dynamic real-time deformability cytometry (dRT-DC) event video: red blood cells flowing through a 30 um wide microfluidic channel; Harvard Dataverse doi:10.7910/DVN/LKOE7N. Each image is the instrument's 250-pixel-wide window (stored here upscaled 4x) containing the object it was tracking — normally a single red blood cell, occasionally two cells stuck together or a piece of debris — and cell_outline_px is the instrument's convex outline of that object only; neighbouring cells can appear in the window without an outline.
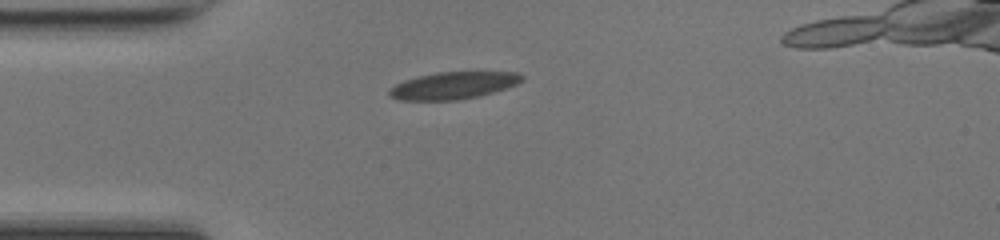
{"species": "common noctule bat (a hibernating species)", "species_latin": "Nyctalus noctula", "temperature_condition": "room temperature", "stored_images_in_passage": 35, "camera_frame_rate_fps": 3000, "um_per_image_px": 0.085, "animal": {"sex": "female", "body_mass_g": 17.0, "forearm_length_mm": 48.0}, "frame": {"image": 1, "passage_image": 2, "time_ms": 0.333, "image_size_px": [1000, 240], "cell_outline_px": [[524, 80], [516, 84], [480, 96], [460, 100], [400, 100], [388, 96], [388, 92], [396, 84], [404, 80], [436, 72], [516, 72], [524, 76]], "centroid_in_image_um": [38.53, 7.27], "position_along_channel_um": 46.5, "area_um2": 20.87}}
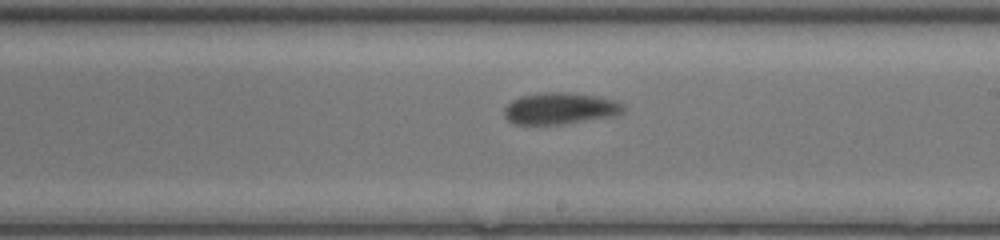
{"frame": {"image": 2, "passage_image": 17, "time_ms": 5.333, "image_size_px": [1000, 240], "cell_outline_px": [[624, 112], [612, 116], [560, 124], [516, 124], [508, 120], [504, 116], [504, 108], [512, 100], [520, 96], [544, 92], [564, 92], [596, 96], [612, 100], [624, 104]], "centroid_in_image_um": [47.57, 9.21], "position_along_channel_um": 241.4, "area_um2": 21.68}}
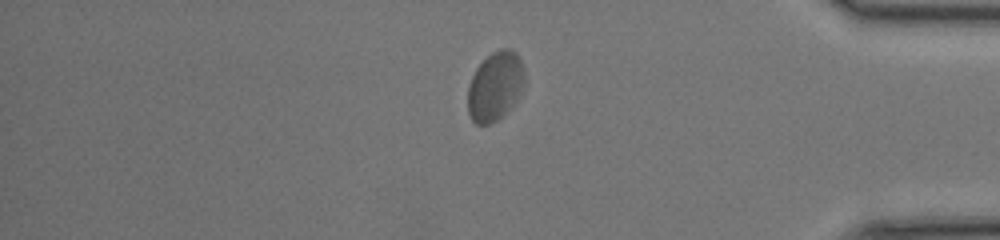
{"frame": {"image": 3, "passage_image": 30, "time_ms": 9.667, "image_size_px": [1000, 240], "cell_outline_px": [[524, 84], [516, 100], [496, 120], [488, 124], [476, 124], [472, 120], [468, 112], [468, 88], [472, 76], [476, 68], [492, 52], [500, 48], [508, 48], [516, 52], [524, 68]], "centroid_in_image_um": [42.08, 7.3], "position_along_channel_um": 393.1, "area_um2": 22.48}, "authors_computed_cell_mechanics": {"area_um2": 21.9062, "velocity_mm_per_s": 4.2103, "shape_relaxation_time_tau1_ms": 4.6453, "shape_relaxation_time_tau2_ms": null, "deformation_change_tau1": 0.0973, "deformation_change_tau2": null}}